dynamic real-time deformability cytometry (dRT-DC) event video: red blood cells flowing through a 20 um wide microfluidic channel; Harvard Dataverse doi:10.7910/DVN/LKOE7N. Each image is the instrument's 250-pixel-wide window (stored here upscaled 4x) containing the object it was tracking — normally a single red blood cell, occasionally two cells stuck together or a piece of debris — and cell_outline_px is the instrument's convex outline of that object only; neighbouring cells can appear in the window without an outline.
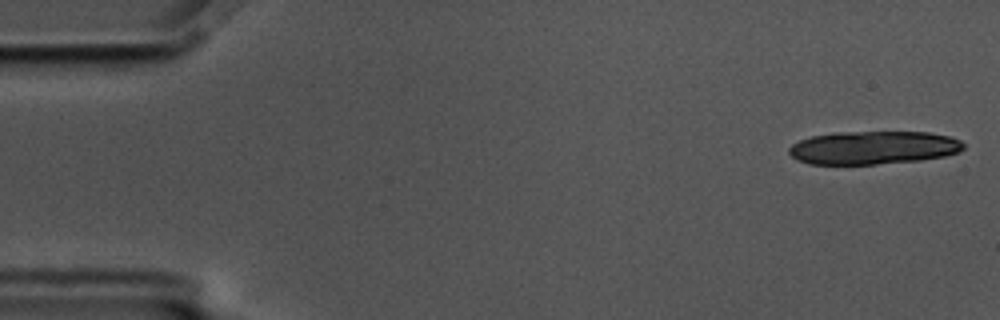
{"species": "common noctule bat (a hibernating species)", "species_latin": "Nyctalus noctula", "temperature_condition": "cold", "stored_images_in_passage": 18, "camera_frame_rate_fps": 3000, "um_per_image_px": 0.085, "animal": {"sex": "male", "body_mass_g": 17.5, "forearm_length_mm": 52.3}, "frame": {"image": 1, "passage_image": 1, "time_ms": 0.0, "image_size_px": [1000, 320], "cell_outline_px": [[964, 148], [960, 152], [944, 156], [920, 160], [876, 164], [808, 164], [796, 160], [788, 152], [788, 148], [792, 144], [800, 140], [812, 136], [836, 132], [928, 132], [952, 136], [960, 140], [964, 144]], "centroid_in_image_um": [74.24, 12.55], "position_along_channel_um": 10.8, "area_um2": 33.99}}